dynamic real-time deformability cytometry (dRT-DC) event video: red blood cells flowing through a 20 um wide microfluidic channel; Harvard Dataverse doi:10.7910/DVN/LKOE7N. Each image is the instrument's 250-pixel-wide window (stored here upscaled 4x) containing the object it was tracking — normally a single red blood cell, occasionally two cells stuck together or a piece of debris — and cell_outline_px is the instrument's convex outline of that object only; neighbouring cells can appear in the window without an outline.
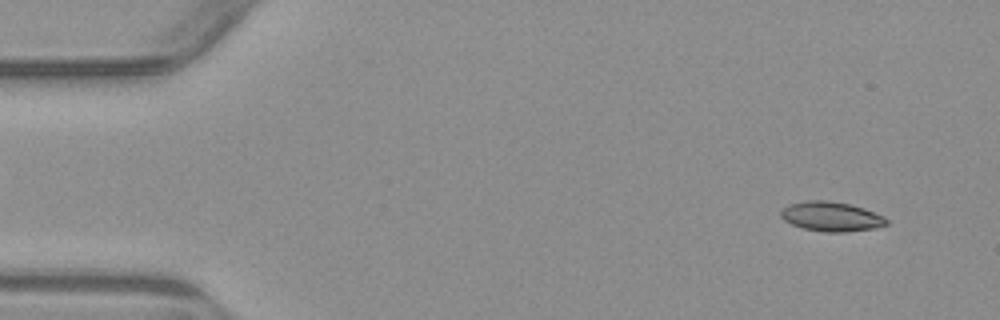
{"species": "common noctule bat (a hibernating species)", "species_latin": "Nyctalus noctula", "temperature_condition": "warm", "stored_images_in_passage": 6, "segment_of_instrument_passage": [2, 2], "camera_frame_rate_fps": 3000, "um_per_image_px": 0.085, "animal": {"sex": "male", "body_mass_g": 23.1, "forearm_length_mm": 52.7}, "frame": {"image": 1, "passage_image": 6, "time_ms": 6.0, "image_size_px": [1000, 320], "cell_outline_px": [[888, 224], [872, 228], [844, 232], [824, 232], [804, 228], [792, 224], [784, 220], [780, 216], [780, 212], [788, 204], [808, 200], [824, 200], [848, 204], [864, 208], [884, 216], [888, 220]], "centroid_in_image_um": [70.64, 18.4], "position_along_channel_um": 14.4, "area_um2": 18.03}}